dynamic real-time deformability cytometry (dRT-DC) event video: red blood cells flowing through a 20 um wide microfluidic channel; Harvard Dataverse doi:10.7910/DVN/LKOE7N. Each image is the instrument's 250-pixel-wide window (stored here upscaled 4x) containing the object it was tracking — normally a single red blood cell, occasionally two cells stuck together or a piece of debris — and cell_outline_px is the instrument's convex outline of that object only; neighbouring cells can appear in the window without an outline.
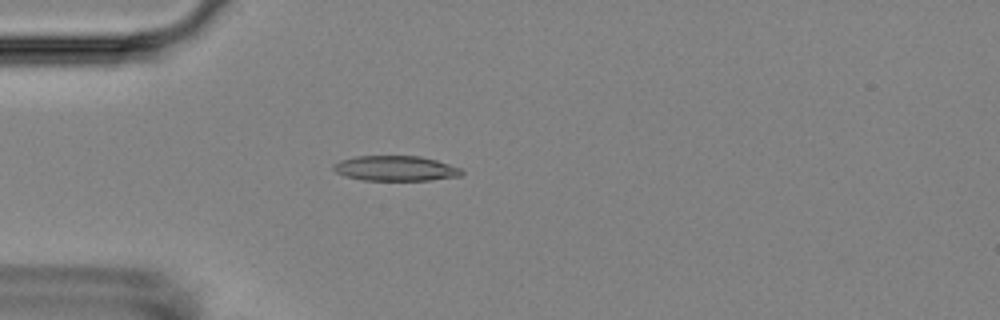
{"species": "Egyptian fruit bat (a non-hibernating species)", "species_latin": "Rousettus aegyptiacus", "temperature_condition": "room temperature", "stored_images_in_passage": 5, "camera_frame_rate_fps": 3000, "um_per_image_px": 0.085, "animal": {"sex": "female"}, "frame": {"image": 1, "passage_image": 5, "time_ms": 4.333, "image_size_px": [1000, 320], "cell_outline_px": [[464, 172], [460, 176], [428, 180], [364, 180], [344, 176], [336, 172], [332, 168], [332, 164], [340, 160], [356, 156], [420, 156], [436, 160], [460, 168]], "centroid_in_image_um": [33.58, 14.31], "position_along_channel_um": 51.4, "area_um2": 18.73}}